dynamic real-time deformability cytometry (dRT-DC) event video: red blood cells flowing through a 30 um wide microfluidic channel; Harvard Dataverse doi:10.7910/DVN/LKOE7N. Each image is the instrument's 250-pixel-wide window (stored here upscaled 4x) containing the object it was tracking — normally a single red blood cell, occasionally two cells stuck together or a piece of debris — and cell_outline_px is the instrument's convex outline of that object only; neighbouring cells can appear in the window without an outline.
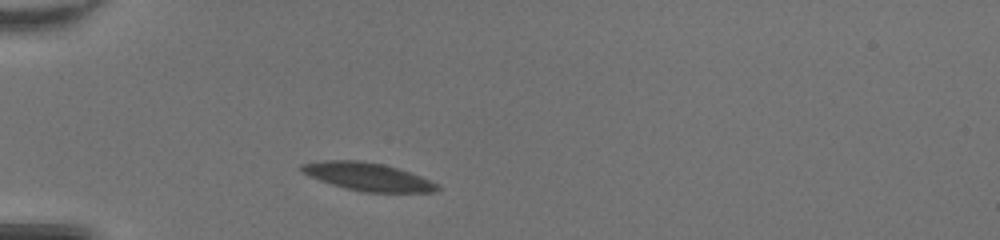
{"species": "common noctule bat (a hibernating species)", "species_latin": "Nyctalus noctula", "temperature_condition": "room temperature", "stored_images_in_passage": 30, "camera_frame_rate_fps": 3000, "um_per_image_px": 0.085, "animal": {"sex": "female", "body_mass_g": 20.0, "forearm_length_mm": 54.0}, "frame": {"image": 1, "passage_image": 1, "time_ms": 0.0, "image_size_px": [1000, 240], "cell_outline_px": [[440, 188], [436, 192], [368, 192], [344, 188], [320, 180], [300, 172], [300, 164], [324, 160], [356, 160], [380, 164], [396, 168], [420, 176], [440, 184]], "centroid_in_image_um": [31.25, 15.02], "position_along_channel_um": 53.7, "area_um2": 21.91}}
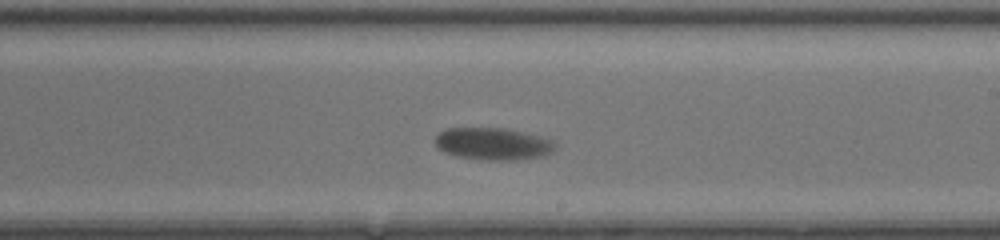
{"frame": {"image": 2, "passage_image": 17, "time_ms": 5.333, "image_size_px": [1000, 240], "cell_outline_px": [[556, 144], [552, 152], [540, 156], [508, 160], [492, 160], [460, 156], [444, 152], [436, 144], [436, 136], [440, 132], [448, 128], [500, 128], [520, 132], [552, 140]], "centroid_in_image_um": [41.88, 12.22], "position_along_channel_um": 247.1, "area_um2": 21.73}}
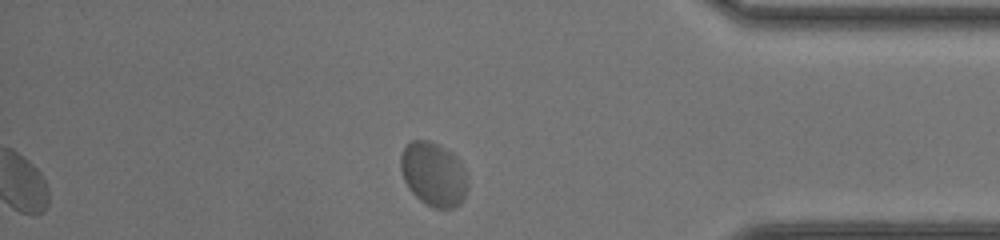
{"frame": {"image": 3, "passage_image": 30, "time_ms": 9.667, "image_size_px": [1000, 240], "cell_outline_px": [[468, 188], [460, 204], [452, 208], [436, 208], [420, 200], [408, 188], [404, 180], [400, 168], [400, 156], [404, 148], [412, 140], [428, 140], [452, 152], [456, 156], [468, 176]], "centroid_in_image_um": [36.86, 14.8], "position_along_channel_um": 398.3, "area_um2": 24.97}, "authors_computed_cell_mechanics": {"area_um2": 22.3108, "velocity_mm_per_s": 4.008, "shape_relaxation_time_tau1_ms": 1.4034, "shape_relaxation_time_tau2_ms": null, "deformation_change_tau1": 0.0644, "deformation_change_tau2": null}}